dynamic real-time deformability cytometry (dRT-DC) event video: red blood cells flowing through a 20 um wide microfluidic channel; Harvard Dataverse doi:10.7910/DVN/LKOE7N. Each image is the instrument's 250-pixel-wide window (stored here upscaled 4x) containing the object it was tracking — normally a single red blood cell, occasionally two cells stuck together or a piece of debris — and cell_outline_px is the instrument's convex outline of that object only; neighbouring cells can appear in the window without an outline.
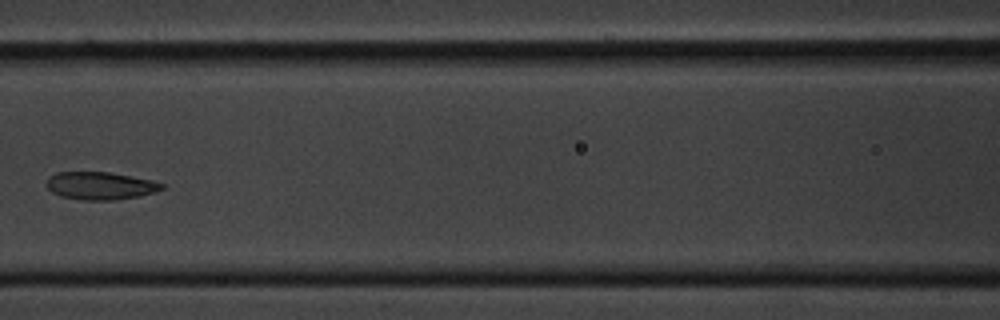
{"species": "common noctule bat (a hibernating species)", "species_latin": "Nyctalus noctula", "temperature_condition": "cold", "stored_images_in_passage": 9, "camera_frame_rate_fps": 3000, "um_per_image_px": 0.085, "animal": {"sex": "male", "body_mass_g": 20.1, "forearm_length_mm": 53.5}, "frame": {"image": 1, "passage_image": 6, "time_ms": 1.667, "image_size_px": [1000, 320], "cell_outline_px": [[164, 188], [156, 192], [140, 196], [116, 200], [80, 200], [60, 196], [52, 192], [48, 188], [48, 176], [56, 172], [108, 172], [152, 180], [164, 184]], "centroid_in_image_um": [8.54, 15.79], "position_along_channel_um": 158.1, "area_um2": 18.67}}
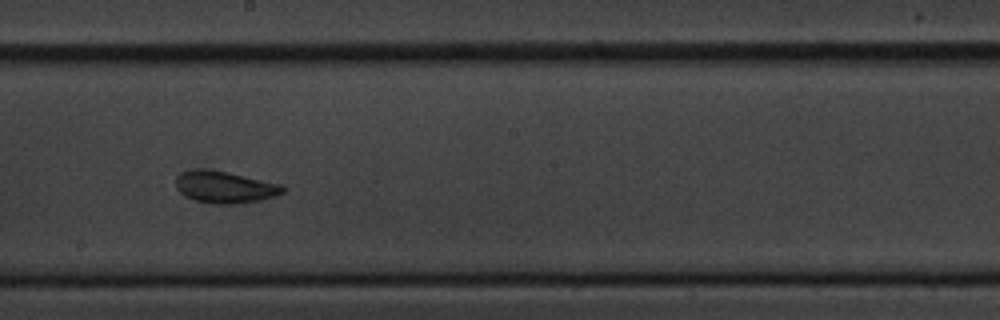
{"frame": {"image": 2, "passage_image": 8, "time_ms": 2.333, "image_size_px": [1000, 320], "cell_outline_px": [[288, 188], [284, 192], [276, 196], [260, 200], [236, 204], [216, 204], [196, 200], [184, 196], [176, 188], [176, 176], [180, 172], [196, 168], [204, 168], [228, 172], [284, 184]], "centroid_in_image_um": [19.14, 15.89], "position_along_channel_um": 229.1, "area_um2": 20.29}}
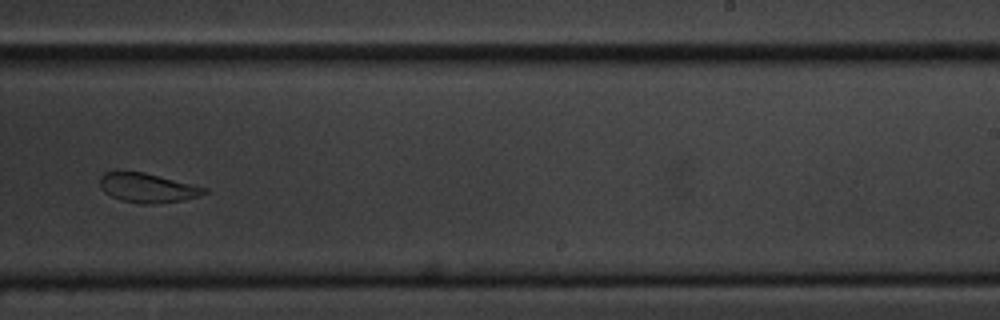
{"frame": {"image": 3, "passage_image": 9, "time_ms": 2.667, "image_size_px": [1000, 320], "cell_outline_px": [[208, 192], [184, 200], [152, 204], [140, 204], [120, 200], [104, 192], [100, 188], [100, 176], [104, 172], [144, 172], [208, 188]], "centroid_in_image_um": [12.52, 15.97], "position_along_channel_um": 276.5, "area_um2": 17.74}}